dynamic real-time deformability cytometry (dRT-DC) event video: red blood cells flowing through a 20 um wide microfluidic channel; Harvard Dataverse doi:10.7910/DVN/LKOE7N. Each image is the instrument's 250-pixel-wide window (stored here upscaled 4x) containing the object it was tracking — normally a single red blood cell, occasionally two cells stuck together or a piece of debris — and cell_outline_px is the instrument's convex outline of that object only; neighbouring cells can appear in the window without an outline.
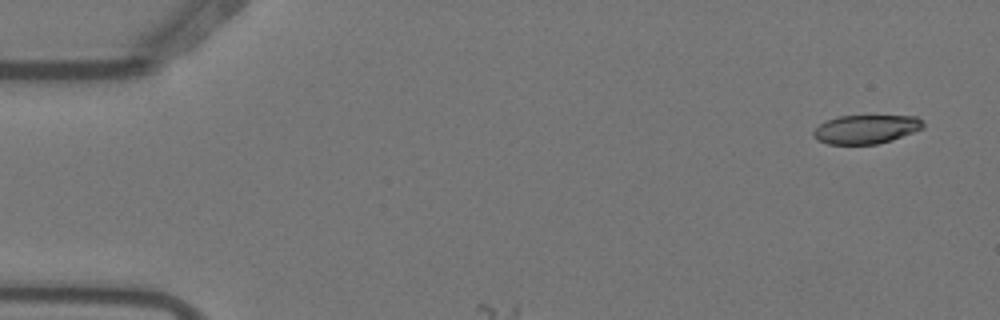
{"species": "Egyptian fruit bat (a non-hibernating species)", "species_latin": "Rousettus aegyptiacus", "temperature_condition": "warm", "stored_images_in_passage": 3, "camera_frame_rate_fps": 3000, "um_per_image_px": 0.085, "animal": {"sex": "female"}, "frame": {"image": 1, "passage_image": 1, "time_ms": 0.0, "image_size_px": [1000, 320], "cell_outline_px": [[924, 128], [892, 140], [876, 144], [828, 144], [816, 140], [812, 136], [812, 132], [820, 124], [836, 116], [916, 116], [924, 124]], "centroid_in_image_um": [73.58, 10.99], "position_along_channel_um": 11.4, "area_um2": 18.38}}
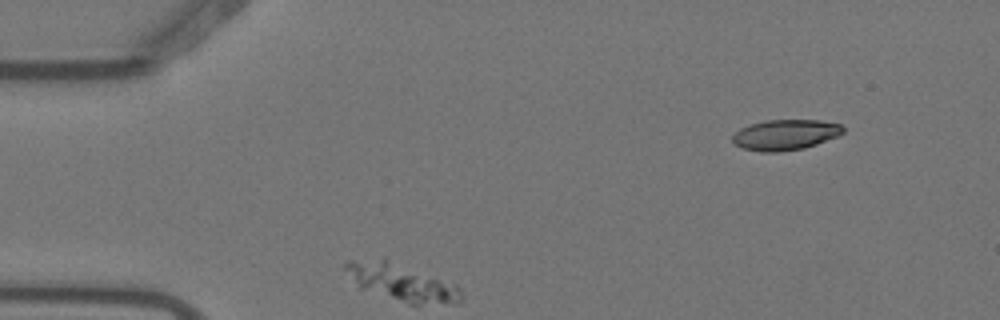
{"frame": {"image": 2, "passage_image": 2, "time_ms": 0.333, "image_size_px": [1000, 320], "cell_outline_px": [[464, 300], [460, 304], [408, 304], [360, 288], [344, 268], [344, 264], [348, 260], [384, 256], [456, 284], [460, 288], [464, 296]], "centroid_in_image_um": [34.19, 23.97], "position_along_channel_um": 50.8, "area_um2": 25.89}}